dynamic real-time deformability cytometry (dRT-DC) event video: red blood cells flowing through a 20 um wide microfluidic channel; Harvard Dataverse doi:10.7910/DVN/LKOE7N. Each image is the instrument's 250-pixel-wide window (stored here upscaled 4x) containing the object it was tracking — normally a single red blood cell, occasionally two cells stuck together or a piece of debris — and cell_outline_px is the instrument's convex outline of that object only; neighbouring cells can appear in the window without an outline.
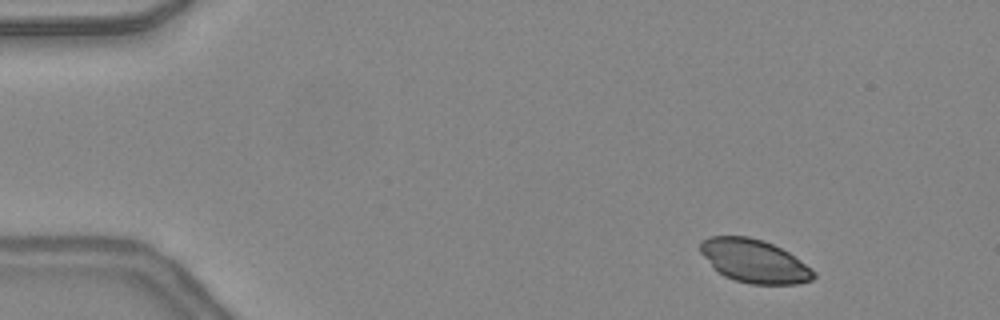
{"species": "common noctule bat (a hibernating species)", "species_latin": "Nyctalus noctula", "temperature_condition": "warm", "stored_images_in_passage": 21, "camera_frame_rate_fps": 3000, "um_per_image_px": 0.085, "animal": {"sex": "female", "body_mass_g": 24.6, "forearm_length_mm": 56.2}, "frame": {"image": 1, "passage_image": 1, "time_ms": 0.0, "image_size_px": [1000, 320], "cell_outline_px": [[816, 276], [812, 280], [796, 284], [752, 284], [736, 280], [724, 276], [712, 268], [700, 252], [700, 240], [708, 236], [748, 236], [764, 240], [788, 252], [812, 268], [816, 272]], "centroid_in_image_um": [64.09, 22.18], "position_along_channel_um": 20.9, "area_um2": 28.73}}